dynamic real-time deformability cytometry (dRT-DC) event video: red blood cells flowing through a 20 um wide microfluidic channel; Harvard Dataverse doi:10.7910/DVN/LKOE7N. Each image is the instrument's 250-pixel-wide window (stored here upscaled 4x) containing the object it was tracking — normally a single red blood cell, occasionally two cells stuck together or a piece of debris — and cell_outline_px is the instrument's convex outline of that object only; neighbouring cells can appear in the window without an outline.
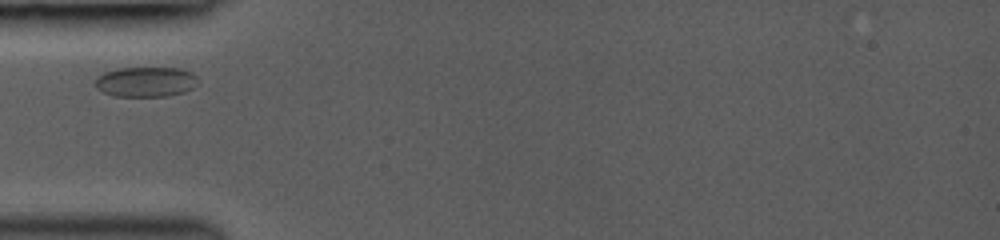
{"species": "common noctule bat (a hibernating species)", "species_latin": "Nyctalus noctula", "temperature_condition": "room temperature", "stored_images_in_passage": 2, "camera_frame_rate_fps": 3000, "um_per_image_px": 0.085, "animal": {"sex": "female", "body_mass_g": 19.0, "forearm_length_mm": 53.3}, "frame": {"image": 1, "passage_image": 1, "time_ms": 0.0, "image_size_px": [1000, 240], "cell_outline_px": [[200, 84], [184, 92], [164, 96], [116, 96], [104, 92], [96, 88], [96, 76], [104, 72], [116, 68], [180, 68], [192, 72], [196, 76]], "centroid_in_image_um": [12.41, 6.94], "position_along_channel_um": 72.6, "area_um2": 18.09}}